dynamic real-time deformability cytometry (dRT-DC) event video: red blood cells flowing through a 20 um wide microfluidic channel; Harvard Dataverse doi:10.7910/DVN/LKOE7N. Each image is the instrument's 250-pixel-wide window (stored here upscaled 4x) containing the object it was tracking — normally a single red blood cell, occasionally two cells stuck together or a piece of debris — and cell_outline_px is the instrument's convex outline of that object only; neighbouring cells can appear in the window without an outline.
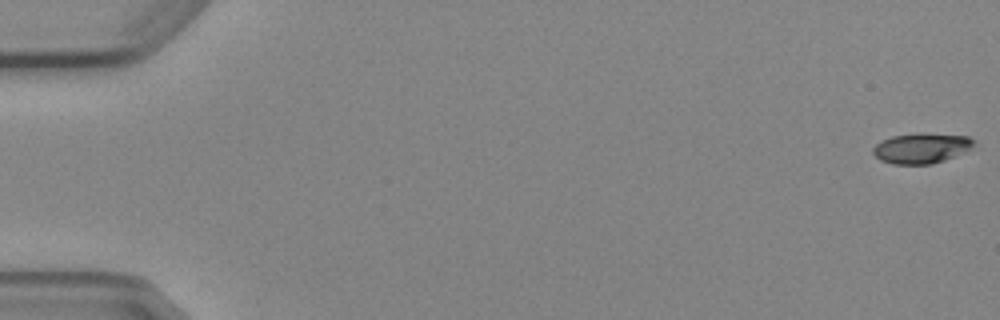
{"species": "Egyptian fruit bat (a non-hibernating species)", "species_latin": "Rousettus aegyptiacus", "temperature_condition": "cold", "stored_images_in_passage": 7, "camera_frame_rate_fps": 3000, "um_per_image_px": 0.085, "animal": {"sex": "female"}, "frame": {"image": 1, "passage_image": 1, "time_ms": 0.0, "image_size_px": [1000, 320], "cell_outline_px": [[976, 144], [972, 148], [944, 160], [932, 164], [892, 164], [880, 160], [872, 152], [872, 148], [880, 140], [892, 136], [916, 132], [920, 132], [968, 136], [976, 140]], "centroid_in_image_um": [78.31, 12.57], "position_along_channel_um": 6.7, "area_um2": 18.09}}
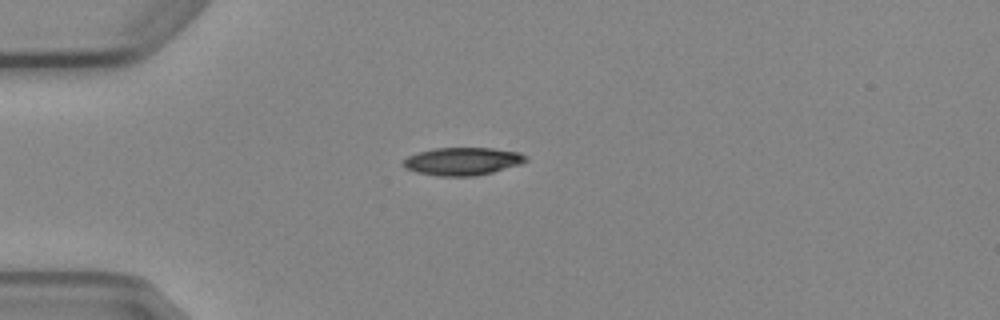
{"frame": {"image": 2, "passage_image": 5, "time_ms": 4.667, "image_size_px": [1000, 320], "cell_outline_px": [[528, 160], [520, 164], [492, 172], [476, 176], [440, 176], [416, 172], [404, 168], [400, 164], [408, 156], [432, 148], [492, 148], [520, 152], [528, 156]], "centroid_in_image_um": [39.31, 13.71], "position_along_channel_um": 45.7, "area_um2": 19.94}}
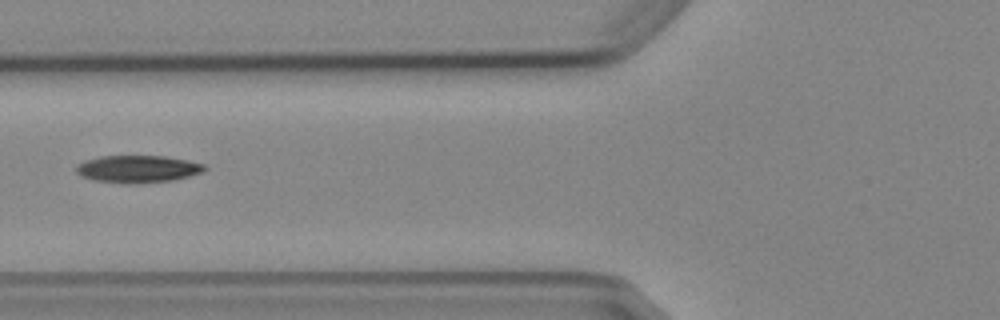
{"frame": {"image": 3, "passage_image": 7, "time_ms": 7.0, "image_size_px": [1000, 320], "cell_outline_px": [[208, 168], [204, 172], [172, 180], [92, 180], [80, 176], [76, 172], [76, 164], [84, 160], [100, 156], [164, 156], [188, 160], [204, 164]], "centroid_in_image_um": [11.72, 14.29], "position_along_channel_um": 114.1, "area_um2": 19.42}}